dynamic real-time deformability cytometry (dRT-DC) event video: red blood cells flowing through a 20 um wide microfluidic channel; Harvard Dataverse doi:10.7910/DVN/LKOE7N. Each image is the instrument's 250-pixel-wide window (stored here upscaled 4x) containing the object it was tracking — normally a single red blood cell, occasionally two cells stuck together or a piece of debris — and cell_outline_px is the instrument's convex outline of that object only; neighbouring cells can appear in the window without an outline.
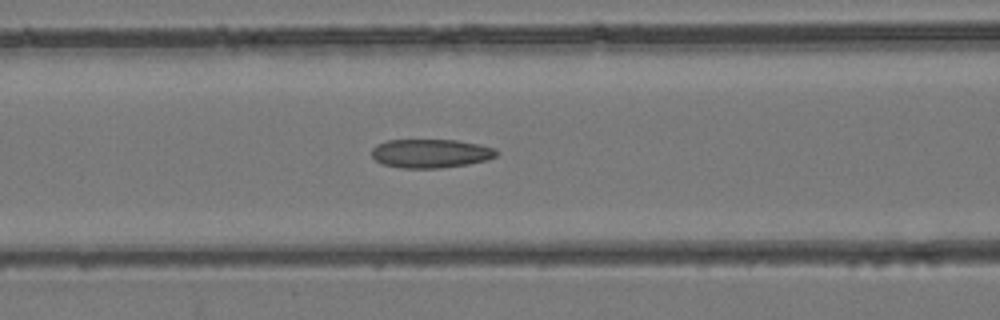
{"species": "common noctule bat (a hibernating species)", "species_latin": "Nyctalus noctula", "temperature_condition": "room temperature", "stored_images_in_passage": 45, "camera_frame_rate_fps": 3000, "um_per_image_px": 0.085, "animal": {"sex": "female", "body_mass_g": 24.6, "forearm_length_mm": 56.2}, "frame": {"image": 1, "passage_image": 19, "time_ms": 6.0, "image_size_px": [1000, 320], "cell_outline_px": [[496, 156], [488, 160], [468, 164], [440, 168], [400, 168], [380, 164], [372, 156], [372, 148], [376, 144], [384, 140], [456, 140], [480, 144], [496, 148]], "centroid_in_image_um": [36.58, 13.04], "position_along_channel_um": 130.0, "area_um2": 21.15}}
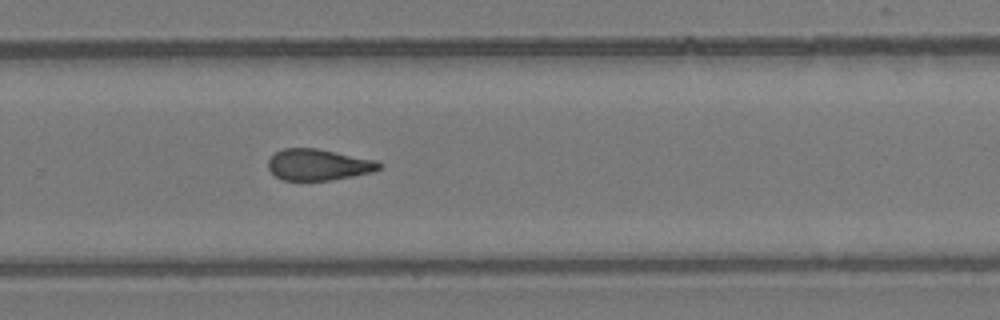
{"frame": {"image": 2, "passage_image": 30, "time_ms": 9.667, "image_size_px": [1000, 320], "cell_outline_px": [[384, 164], [380, 168], [372, 172], [332, 180], [284, 180], [276, 176], [268, 168], [268, 160], [276, 152], [284, 148], [316, 148], [376, 160]], "centroid_in_image_um": [27.08, 14.0], "position_along_channel_um": 302.7, "area_um2": 20.11}}
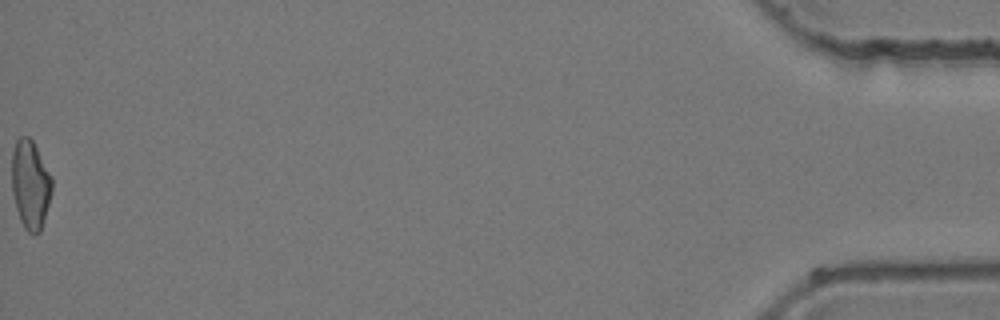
{"frame": {"image": 3, "passage_image": 45, "time_ms": 14.667, "image_size_px": [1000, 320], "cell_outline_px": [[52, 192], [40, 232], [36, 236], [28, 232], [24, 228], [20, 220], [16, 208], [12, 192], [12, 152], [16, 140], [20, 136], [28, 136], [32, 140], [52, 176]], "centroid_in_image_um": [2.58, 15.7], "position_along_channel_um": 432.6, "area_um2": 20.87}}